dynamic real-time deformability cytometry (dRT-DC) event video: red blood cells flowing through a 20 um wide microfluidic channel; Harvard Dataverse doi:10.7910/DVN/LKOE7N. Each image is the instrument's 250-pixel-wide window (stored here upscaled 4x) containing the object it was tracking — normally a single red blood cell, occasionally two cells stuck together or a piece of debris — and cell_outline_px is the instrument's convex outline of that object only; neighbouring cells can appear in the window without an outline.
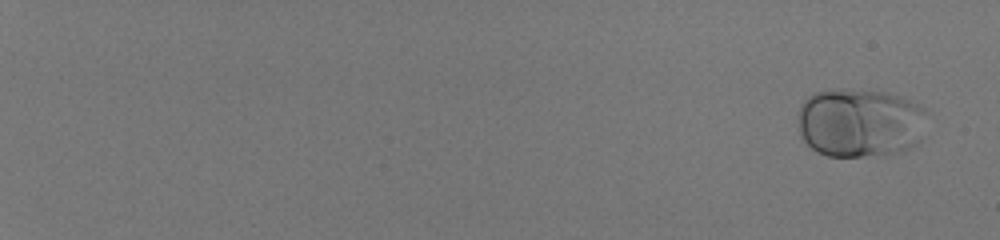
{"species": "human", "species_latin": "Homo sapiens", "temperature_condition": "room temperature", "stored_images_in_passage": 54, "camera_frame_rate_fps": 3000, "um_per_image_px": 0.085, "donor": {"sex": "male"}, "frame": {"image": 1, "passage_image": 1, "time_ms": 0.0, "image_size_px": [1000, 240], "cell_outline_px": [[928, 112], [920, 140], [916, 144], [904, 152], [884, 156], [828, 156], [816, 152], [800, 136], [800, 108], [804, 100], [808, 96], [816, 92], [832, 88], [848, 88], [888, 92], [900, 96], [920, 104]], "centroid_in_image_um": [73.15, 10.42], "position_along_channel_um": 11.9, "area_um2": 52.89}}
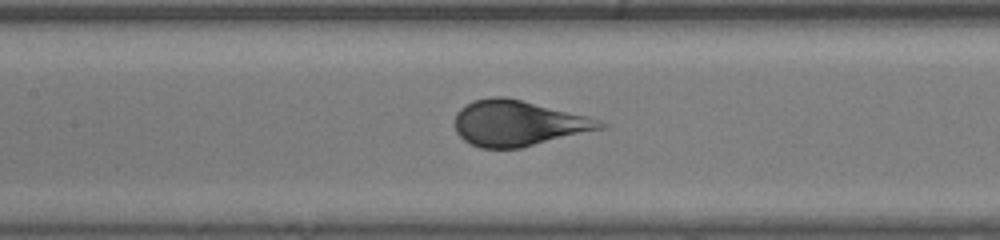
{"frame": {"image": 2, "passage_image": 31, "time_ms": 10.0, "image_size_px": [1000, 240], "cell_outline_px": [[608, 124], [604, 128], [520, 148], [480, 148], [464, 140], [456, 132], [456, 112], [464, 104], [472, 100], [492, 96], [504, 96], [588, 116]], "centroid_in_image_um": [44.01, 10.47], "position_along_channel_um": 163.4, "area_um2": 38.38}}
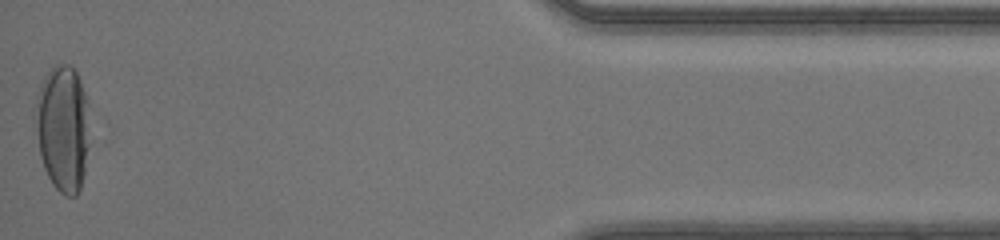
{"frame": {"image": 3, "passage_image": 54, "time_ms": 17.667, "image_size_px": [1000, 240], "cell_outline_px": [[88, 144], [84, 172], [80, 188], [76, 196], [64, 196], [52, 184], [44, 168], [40, 156], [32, 116], [36, 96], [40, 84], [44, 76], [56, 64], [68, 64], [76, 72], [80, 80], [88, 104]], "centroid_in_image_um": [5.29, 10.88], "position_along_channel_um": 429.9, "area_um2": 40.46}}